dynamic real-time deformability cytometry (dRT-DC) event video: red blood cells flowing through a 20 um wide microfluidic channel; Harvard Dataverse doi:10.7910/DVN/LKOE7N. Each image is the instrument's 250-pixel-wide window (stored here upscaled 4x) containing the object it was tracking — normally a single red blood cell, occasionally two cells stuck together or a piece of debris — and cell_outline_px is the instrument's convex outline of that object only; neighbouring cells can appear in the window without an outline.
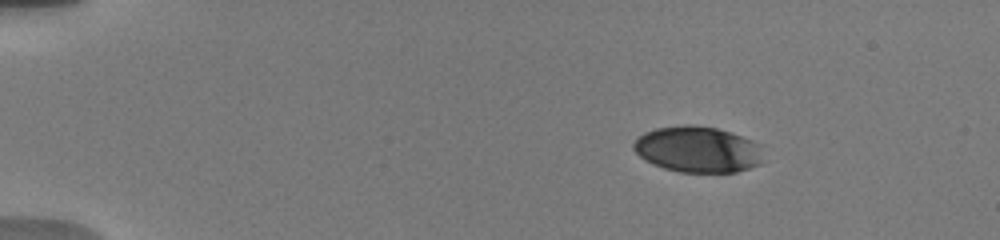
{"species": "human", "species_latin": "Homo sapiens", "temperature_condition": "warm", "stored_images_in_passage": 9, "camera_frame_rate_fps": 3000, "um_per_image_px": 0.085, "donor": {"sex": "male"}, "frame": {"image": 1, "passage_image": 6, "time_ms": 2.667, "image_size_px": [1000, 240], "cell_outline_px": [[760, 164], [736, 172], [680, 172], [664, 168], [652, 164], [644, 160], [632, 148], [632, 144], [644, 132], [656, 128], [684, 124], [692, 124], [716, 128], [732, 132], [752, 140], [760, 144]], "centroid_in_image_um": [59.27, 12.69], "position_along_channel_um": 25.7, "area_um2": 34.85}}